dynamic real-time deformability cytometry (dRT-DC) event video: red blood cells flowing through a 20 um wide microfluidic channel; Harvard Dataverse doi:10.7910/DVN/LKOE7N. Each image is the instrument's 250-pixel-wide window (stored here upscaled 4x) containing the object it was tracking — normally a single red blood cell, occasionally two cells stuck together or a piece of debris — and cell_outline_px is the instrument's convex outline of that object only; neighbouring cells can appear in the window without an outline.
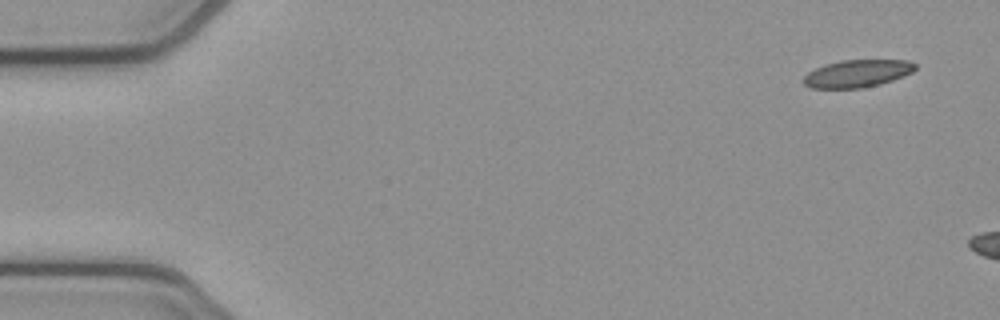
{"species": "common noctule bat (a hibernating species)", "species_latin": "Nyctalus noctula", "temperature_condition": "cold", "stored_images_in_passage": 3, "camera_frame_rate_fps": 3000, "um_per_image_px": 0.085, "animal": {"sex": "female", "body_mass_g": 21.9}, "frame": {"image": 1, "passage_image": 1, "time_ms": 0.0, "image_size_px": [1000, 320], "cell_outline_px": [[916, 68], [912, 72], [904, 76], [880, 84], [860, 88], [812, 88], [804, 84], [804, 76], [808, 72], [824, 64], [840, 60], [908, 60], [916, 64]], "centroid_in_image_um": [72.88, 6.24], "position_along_channel_um": 12.1, "area_um2": 17.86}}